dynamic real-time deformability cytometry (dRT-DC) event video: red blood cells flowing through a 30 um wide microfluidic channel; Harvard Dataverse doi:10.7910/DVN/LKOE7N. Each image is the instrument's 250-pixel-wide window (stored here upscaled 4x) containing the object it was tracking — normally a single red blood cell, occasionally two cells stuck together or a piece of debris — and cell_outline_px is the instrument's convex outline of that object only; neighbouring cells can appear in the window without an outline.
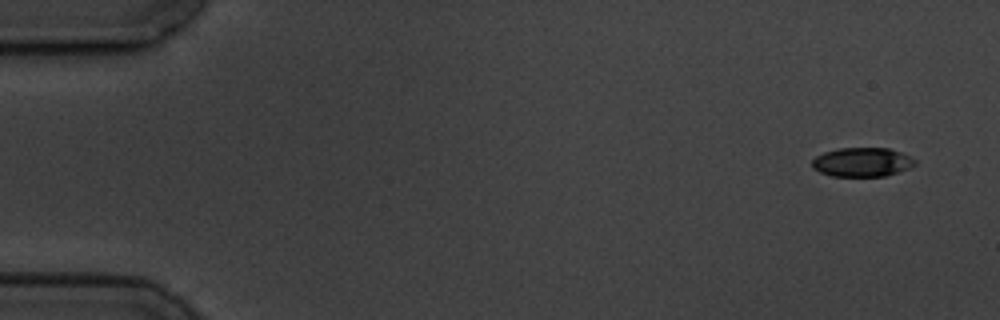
{"species": "common noctule bat (a hibernating species)", "species_latin": "Nyctalus noctula", "temperature_condition": "cold", "stored_images_in_passage": 5, "camera_frame_rate_fps": 3000, "um_per_image_px": 0.085, "animal": {"sex": "male", "body_mass_g": 19.5, "forearm_length_mm": 54.6}, "frame": {"image": 1, "passage_image": 1, "time_ms": 0.0, "image_size_px": [1000, 320], "cell_outline_px": [[916, 164], [908, 168], [884, 176], [832, 176], [820, 172], [812, 168], [812, 160], [816, 156], [824, 152], [840, 148], [888, 148], [900, 152], [916, 160]], "centroid_in_image_um": [73.25, 13.78], "position_along_channel_um": 11.8, "area_um2": 17.28}}
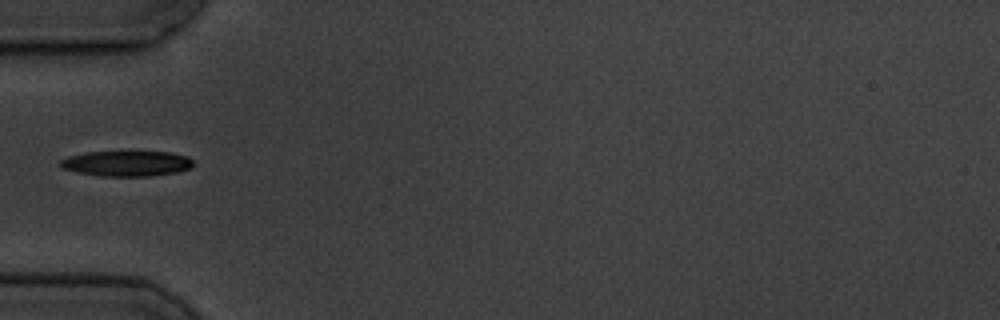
{"frame": {"image": 2, "passage_image": 5, "time_ms": 5.333, "image_size_px": [1000, 320], "cell_outline_px": [[192, 164], [188, 168], [176, 172], [152, 176], [100, 176], [76, 172], [60, 168], [56, 164], [60, 160], [68, 156], [84, 152], [172, 152], [188, 156], [192, 160]], "centroid_in_image_um": [10.69, 13.89], "position_along_channel_um": 74.3, "area_um2": 19.83}}